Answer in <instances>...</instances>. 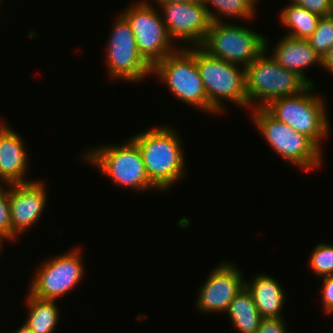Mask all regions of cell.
I'll return each instance as SVG.
<instances>
[{
  "label": "cell",
  "instance_id": "ac0fdd59",
  "mask_svg": "<svg viewBox=\"0 0 333 333\" xmlns=\"http://www.w3.org/2000/svg\"><path fill=\"white\" fill-rule=\"evenodd\" d=\"M225 313L240 333H256L261 320L252 293L244 286L230 302Z\"/></svg>",
  "mask_w": 333,
  "mask_h": 333
},
{
  "label": "cell",
  "instance_id": "3957f363",
  "mask_svg": "<svg viewBox=\"0 0 333 333\" xmlns=\"http://www.w3.org/2000/svg\"><path fill=\"white\" fill-rule=\"evenodd\" d=\"M196 64L208 97V113H222V98L240 107H250L246 95V70L234 63L210 56L196 47ZM221 99V100H220Z\"/></svg>",
  "mask_w": 333,
  "mask_h": 333
},
{
  "label": "cell",
  "instance_id": "9c48e42d",
  "mask_svg": "<svg viewBox=\"0 0 333 333\" xmlns=\"http://www.w3.org/2000/svg\"><path fill=\"white\" fill-rule=\"evenodd\" d=\"M120 14L128 21L140 54L152 67L176 51L177 48L171 46L173 41L167 33L162 14L147 1L130 6Z\"/></svg>",
  "mask_w": 333,
  "mask_h": 333
},
{
  "label": "cell",
  "instance_id": "83f0119b",
  "mask_svg": "<svg viewBox=\"0 0 333 333\" xmlns=\"http://www.w3.org/2000/svg\"><path fill=\"white\" fill-rule=\"evenodd\" d=\"M322 66L333 74V45L327 55L322 59Z\"/></svg>",
  "mask_w": 333,
  "mask_h": 333
},
{
  "label": "cell",
  "instance_id": "2e32d148",
  "mask_svg": "<svg viewBox=\"0 0 333 333\" xmlns=\"http://www.w3.org/2000/svg\"><path fill=\"white\" fill-rule=\"evenodd\" d=\"M273 48L272 58L282 67L297 73L309 85H314L305 74V68L318 64L322 66V59L311 47L306 39L285 36ZM304 71V72H303Z\"/></svg>",
  "mask_w": 333,
  "mask_h": 333
},
{
  "label": "cell",
  "instance_id": "7a4b0ae2",
  "mask_svg": "<svg viewBox=\"0 0 333 333\" xmlns=\"http://www.w3.org/2000/svg\"><path fill=\"white\" fill-rule=\"evenodd\" d=\"M268 49L265 47L245 68L246 95L251 108H264L274 99L299 94L309 86L297 73L282 67L271 56H267Z\"/></svg>",
  "mask_w": 333,
  "mask_h": 333
},
{
  "label": "cell",
  "instance_id": "4dcf8cb0",
  "mask_svg": "<svg viewBox=\"0 0 333 333\" xmlns=\"http://www.w3.org/2000/svg\"><path fill=\"white\" fill-rule=\"evenodd\" d=\"M329 15L333 17V0H331V9Z\"/></svg>",
  "mask_w": 333,
  "mask_h": 333
},
{
  "label": "cell",
  "instance_id": "52a82bcc",
  "mask_svg": "<svg viewBox=\"0 0 333 333\" xmlns=\"http://www.w3.org/2000/svg\"><path fill=\"white\" fill-rule=\"evenodd\" d=\"M84 160L99 168L117 185L138 191L156 189L148 178L140 149L132 139L122 146L106 145L92 149L86 152Z\"/></svg>",
  "mask_w": 333,
  "mask_h": 333
},
{
  "label": "cell",
  "instance_id": "7402d4cb",
  "mask_svg": "<svg viewBox=\"0 0 333 333\" xmlns=\"http://www.w3.org/2000/svg\"><path fill=\"white\" fill-rule=\"evenodd\" d=\"M314 51L323 59L333 45V17L321 16L316 30L307 39Z\"/></svg>",
  "mask_w": 333,
  "mask_h": 333
},
{
  "label": "cell",
  "instance_id": "ffe728a7",
  "mask_svg": "<svg viewBox=\"0 0 333 333\" xmlns=\"http://www.w3.org/2000/svg\"><path fill=\"white\" fill-rule=\"evenodd\" d=\"M280 12L282 25L287 27V36L297 39H308L316 30L320 15L293 4L287 5ZM291 31V32H290Z\"/></svg>",
  "mask_w": 333,
  "mask_h": 333
},
{
  "label": "cell",
  "instance_id": "8fae6325",
  "mask_svg": "<svg viewBox=\"0 0 333 333\" xmlns=\"http://www.w3.org/2000/svg\"><path fill=\"white\" fill-rule=\"evenodd\" d=\"M80 252L77 248L45 261L38 267L28 293L41 299L56 300L72 291L84 274Z\"/></svg>",
  "mask_w": 333,
  "mask_h": 333
},
{
  "label": "cell",
  "instance_id": "8992f818",
  "mask_svg": "<svg viewBox=\"0 0 333 333\" xmlns=\"http://www.w3.org/2000/svg\"><path fill=\"white\" fill-rule=\"evenodd\" d=\"M152 73L181 101L208 113V97L196 64V47L177 49L157 62Z\"/></svg>",
  "mask_w": 333,
  "mask_h": 333
},
{
  "label": "cell",
  "instance_id": "4fadbf2b",
  "mask_svg": "<svg viewBox=\"0 0 333 333\" xmlns=\"http://www.w3.org/2000/svg\"><path fill=\"white\" fill-rule=\"evenodd\" d=\"M241 272L235 265L221 262L210 272L202 285L196 307L201 312H226L230 302L245 286Z\"/></svg>",
  "mask_w": 333,
  "mask_h": 333
},
{
  "label": "cell",
  "instance_id": "5b68a950",
  "mask_svg": "<svg viewBox=\"0 0 333 333\" xmlns=\"http://www.w3.org/2000/svg\"><path fill=\"white\" fill-rule=\"evenodd\" d=\"M253 110L254 124L280 157L306 171L321 165L322 150L309 137L277 121L264 108Z\"/></svg>",
  "mask_w": 333,
  "mask_h": 333
},
{
  "label": "cell",
  "instance_id": "d6986e66",
  "mask_svg": "<svg viewBox=\"0 0 333 333\" xmlns=\"http://www.w3.org/2000/svg\"><path fill=\"white\" fill-rule=\"evenodd\" d=\"M26 300L29 314L25 323L28 327L34 333H53L60 315L55 300L41 299L30 293Z\"/></svg>",
  "mask_w": 333,
  "mask_h": 333
},
{
  "label": "cell",
  "instance_id": "4316f807",
  "mask_svg": "<svg viewBox=\"0 0 333 333\" xmlns=\"http://www.w3.org/2000/svg\"><path fill=\"white\" fill-rule=\"evenodd\" d=\"M322 285V305L324 311L333 313V275L321 277Z\"/></svg>",
  "mask_w": 333,
  "mask_h": 333
},
{
  "label": "cell",
  "instance_id": "9a60e30c",
  "mask_svg": "<svg viewBox=\"0 0 333 333\" xmlns=\"http://www.w3.org/2000/svg\"><path fill=\"white\" fill-rule=\"evenodd\" d=\"M8 126L0 124V180L6 185L31 182L23 178L29 160L23 140Z\"/></svg>",
  "mask_w": 333,
  "mask_h": 333
},
{
  "label": "cell",
  "instance_id": "30bf717a",
  "mask_svg": "<svg viewBox=\"0 0 333 333\" xmlns=\"http://www.w3.org/2000/svg\"><path fill=\"white\" fill-rule=\"evenodd\" d=\"M106 50L109 76L126 81H140L152 74V66L142 57L128 21L120 15L113 25Z\"/></svg>",
  "mask_w": 333,
  "mask_h": 333
},
{
  "label": "cell",
  "instance_id": "ba28073f",
  "mask_svg": "<svg viewBox=\"0 0 333 333\" xmlns=\"http://www.w3.org/2000/svg\"><path fill=\"white\" fill-rule=\"evenodd\" d=\"M266 37L240 25L212 22L200 46L210 56L246 68L267 45Z\"/></svg>",
  "mask_w": 333,
  "mask_h": 333
},
{
  "label": "cell",
  "instance_id": "6da1fadb",
  "mask_svg": "<svg viewBox=\"0 0 333 333\" xmlns=\"http://www.w3.org/2000/svg\"><path fill=\"white\" fill-rule=\"evenodd\" d=\"M132 140L138 145L148 178L157 190H167L185 176L182 142L174 129L153 128Z\"/></svg>",
  "mask_w": 333,
  "mask_h": 333
},
{
  "label": "cell",
  "instance_id": "e0dca14e",
  "mask_svg": "<svg viewBox=\"0 0 333 333\" xmlns=\"http://www.w3.org/2000/svg\"><path fill=\"white\" fill-rule=\"evenodd\" d=\"M246 288L252 293L255 305L261 318L282 317L281 310L285 302V293L277 280L269 275L259 274L253 282L245 283Z\"/></svg>",
  "mask_w": 333,
  "mask_h": 333
},
{
  "label": "cell",
  "instance_id": "484cf974",
  "mask_svg": "<svg viewBox=\"0 0 333 333\" xmlns=\"http://www.w3.org/2000/svg\"><path fill=\"white\" fill-rule=\"evenodd\" d=\"M282 317L261 318L256 333H287Z\"/></svg>",
  "mask_w": 333,
  "mask_h": 333
},
{
  "label": "cell",
  "instance_id": "44dd1931",
  "mask_svg": "<svg viewBox=\"0 0 333 333\" xmlns=\"http://www.w3.org/2000/svg\"><path fill=\"white\" fill-rule=\"evenodd\" d=\"M256 1L257 0H203L211 22H220V13V15H225V17L230 18L236 17V19L242 18L243 20H247L248 18L252 19L256 10ZM207 5L215 7L217 12H212Z\"/></svg>",
  "mask_w": 333,
  "mask_h": 333
},
{
  "label": "cell",
  "instance_id": "5bb4252c",
  "mask_svg": "<svg viewBox=\"0 0 333 333\" xmlns=\"http://www.w3.org/2000/svg\"><path fill=\"white\" fill-rule=\"evenodd\" d=\"M41 181L9 184L10 220L13 240L40 218L46 207V190ZM46 192V193H45Z\"/></svg>",
  "mask_w": 333,
  "mask_h": 333
},
{
  "label": "cell",
  "instance_id": "f546056e",
  "mask_svg": "<svg viewBox=\"0 0 333 333\" xmlns=\"http://www.w3.org/2000/svg\"><path fill=\"white\" fill-rule=\"evenodd\" d=\"M12 333H34V332L28 327L26 323H24L22 327H20L16 331H12Z\"/></svg>",
  "mask_w": 333,
  "mask_h": 333
},
{
  "label": "cell",
  "instance_id": "603a6c76",
  "mask_svg": "<svg viewBox=\"0 0 333 333\" xmlns=\"http://www.w3.org/2000/svg\"><path fill=\"white\" fill-rule=\"evenodd\" d=\"M310 268L316 276L321 277L333 275V245L318 244L309 257Z\"/></svg>",
  "mask_w": 333,
  "mask_h": 333
},
{
  "label": "cell",
  "instance_id": "277c9868",
  "mask_svg": "<svg viewBox=\"0 0 333 333\" xmlns=\"http://www.w3.org/2000/svg\"><path fill=\"white\" fill-rule=\"evenodd\" d=\"M313 87L309 85L299 94L274 99L264 109L277 121L309 137L321 149L320 142L327 136L330 125L323 99L311 93Z\"/></svg>",
  "mask_w": 333,
  "mask_h": 333
},
{
  "label": "cell",
  "instance_id": "7c38bea8",
  "mask_svg": "<svg viewBox=\"0 0 333 333\" xmlns=\"http://www.w3.org/2000/svg\"><path fill=\"white\" fill-rule=\"evenodd\" d=\"M170 39H181L194 47L201 46L210 28L211 19L203 0L198 2H171L158 6Z\"/></svg>",
  "mask_w": 333,
  "mask_h": 333
},
{
  "label": "cell",
  "instance_id": "d4e9b609",
  "mask_svg": "<svg viewBox=\"0 0 333 333\" xmlns=\"http://www.w3.org/2000/svg\"><path fill=\"white\" fill-rule=\"evenodd\" d=\"M291 2L320 16L329 15L331 9V0H291Z\"/></svg>",
  "mask_w": 333,
  "mask_h": 333
},
{
  "label": "cell",
  "instance_id": "f1b7e54d",
  "mask_svg": "<svg viewBox=\"0 0 333 333\" xmlns=\"http://www.w3.org/2000/svg\"><path fill=\"white\" fill-rule=\"evenodd\" d=\"M202 0H156L158 5L171 3V2H180V3H189V2H198Z\"/></svg>",
  "mask_w": 333,
  "mask_h": 333
},
{
  "label": "cell",
  "instance_id": "cb8c5ba5",
  "mask_svg": "<svg viewBox=\"0 0 333 333\" xmlns=\"http://www.w3.org/2000/svg\"><path fill=\"white\" fill-rule=\"evenodd\" d=\"M5 239L13 240L10 220L9 186L7 190L3 188L0 191V242Z\"/></svg>",
  "mask_w": 333,
  "mask_h": 333
}]
</instances>
